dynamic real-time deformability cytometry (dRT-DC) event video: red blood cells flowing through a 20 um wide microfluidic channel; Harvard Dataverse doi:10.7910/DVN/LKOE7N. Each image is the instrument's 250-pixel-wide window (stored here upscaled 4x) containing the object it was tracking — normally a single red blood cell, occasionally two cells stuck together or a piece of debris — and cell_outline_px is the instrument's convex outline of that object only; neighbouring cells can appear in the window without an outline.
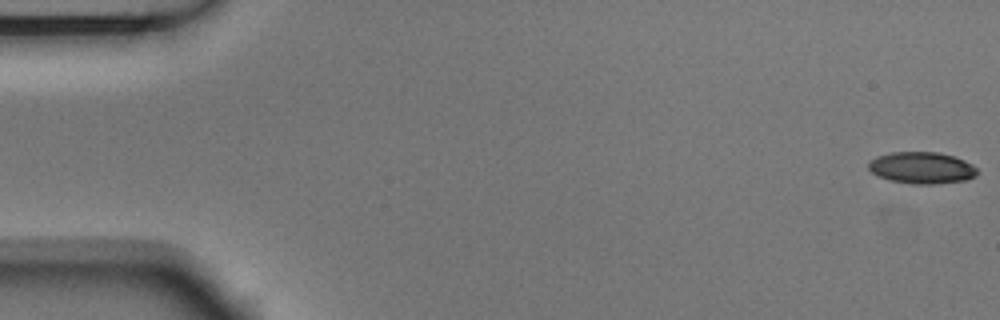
{"species": "Egyptian fruit bat (a non-hibernating species)", "species_latin": "Rousettus aegyptiacus", "temperature_condition": "room temperature", "stored_images_in_passage": 54, "camera_frame_rate_fps": 3000, "um_per_image_px": 0.085, "animal": {"sex": "male"}, "frame": {"image": 1, "passage_image": 1, "time_ms": 0.0, "image_size_px": [1000, 320], "cell_outline_px": [[976, 176], [964, 180], [932, 184], [912, 184], [888, 180], [872, 172], [868, 168], [868, 164], [876, 156], [892, 152], [936, 152], [952, 156], [964, 160], [972, 164], [976, 168]], "centroid_in_image_um": [78.33, 14.26], "position_along_channel_um": 6.7, "area_um2": 19.88}}
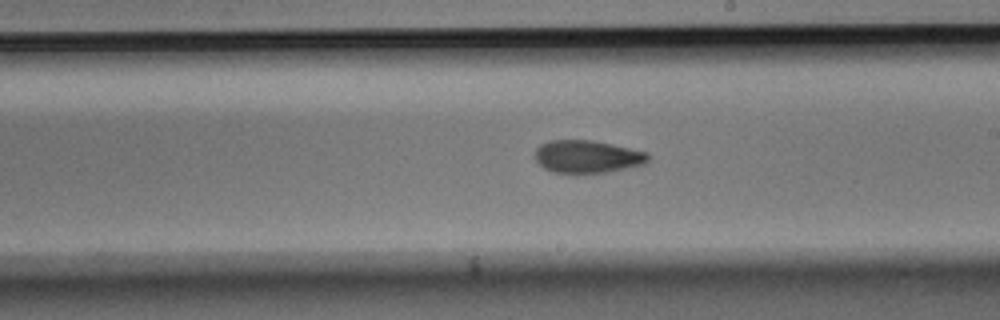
{"frame": {"image": 2, "passage_image": 31, "time_ms": 10.0, "image_size_px": [1000, 320], "cell_outline_px": [[648, 160], [644, 164], [604, 172], [576, 176], [552, 172], [544, 168], [536, 160], [536, 148], [540, 144], [548, 140], [592, 140], [612, 144], [648, 152]], "centroid_in_image_um": [49.87, 13.34], "position_along_channel_um": 239.1, "area_um2": 21.96}}
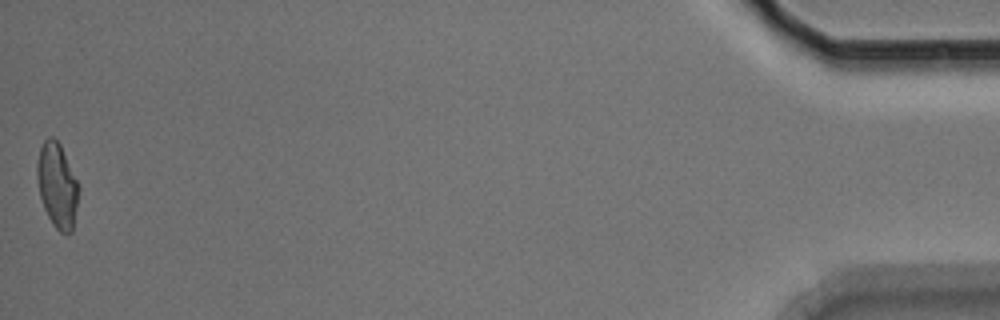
{"frame": {"image": 3, "passage_image": 54, "time_ms": 17.667, "image_size_px": [1000, 320], "cell_outline_px": [[80, 188], [72, 232], [60, 232], [52, 224], [44, 208], [40, 196], [36, 176], [36, 164], [40, 148], [44, 140], [48, 136], [52, 136], [60, 144]], "centroid_in_image_um": [4.85, 15.75], "position_along_channel_um": 430.4, "area_um2": 20.46}, "authors_computed_cell_mechanics": {"area_um2": 21.2704, "velocity_mm_per_s": 3.7497, "shape_relaxation_time_tau1_ms": 8.1151, "shape_relaxation_time_tau2_ms": 3.4535, "deformation_change_tau1": 0.1905, "deformation_change_tau2": 0.1024}}